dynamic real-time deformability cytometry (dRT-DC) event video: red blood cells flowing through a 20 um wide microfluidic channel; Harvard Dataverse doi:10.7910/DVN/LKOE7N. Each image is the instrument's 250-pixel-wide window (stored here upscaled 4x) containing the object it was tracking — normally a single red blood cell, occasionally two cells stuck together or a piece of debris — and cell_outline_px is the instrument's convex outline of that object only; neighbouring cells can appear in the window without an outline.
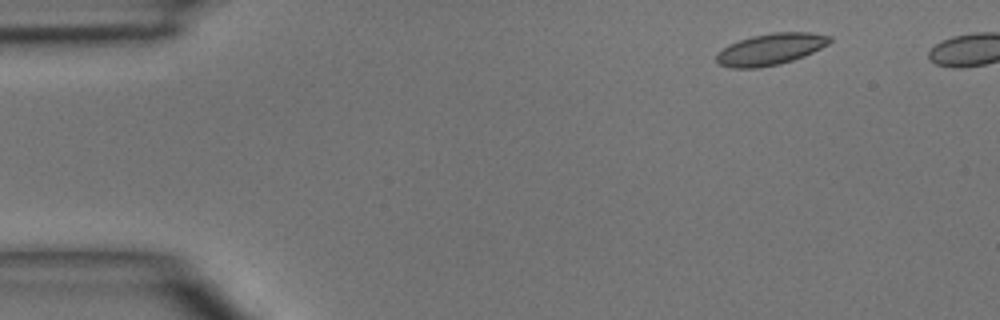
{"species": "common noctule bat (a hibernating species)", "species_latin": "Nyctalus noctula", "temperature_condition": "room temperature", "stored_images_in_passage": 4, "camera_frame_rate_fps": 3000, "um_per_image_px": 0.085, "animal": {"sex": "male", "body_mass_g": 15.6}, "frame": {"image": 1, "passage_image": 1, "time_ms": 0.0, "image_size_px": [1000, 320], "cell_outline_px": [[832, 40], [828, 44], [804, 56], [780, 64], [756, 68], [732, 68], [716, 64], [716, 52], [728, 44], [752, 36], [772, 32], [812, 32], [832, 36]], "centroid_in_image_um": [65.47, 4.18], "position_along_channel_um": 19.5, "area_um2": 20.98}}